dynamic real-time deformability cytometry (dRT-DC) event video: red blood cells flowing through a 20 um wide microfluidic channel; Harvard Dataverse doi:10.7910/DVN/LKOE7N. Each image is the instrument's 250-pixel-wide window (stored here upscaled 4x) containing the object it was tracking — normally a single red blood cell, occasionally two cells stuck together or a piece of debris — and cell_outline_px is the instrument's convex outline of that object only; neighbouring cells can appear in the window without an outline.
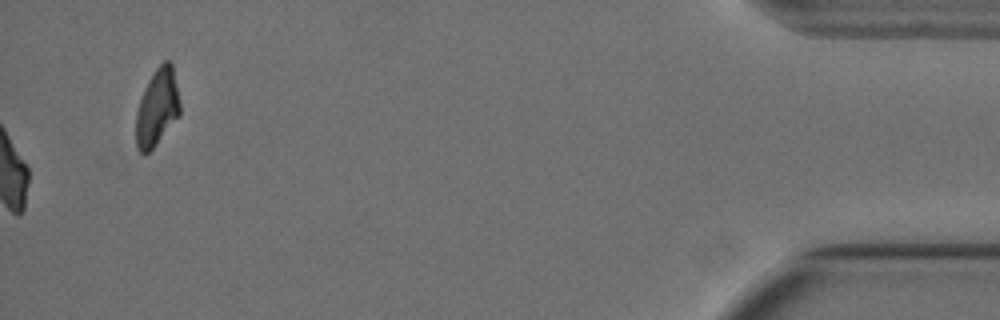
{"species": "Egyptian fruit bat (a non-hibernating species)", "species_latin": "Rousettus aegyptiacus", "temperature_condition": "cold", "stored_images_in_passage": 57, "camera_frame_rate_fps": 3000, "um_per_image_px": 0.085, "animal": {"sex": "female"}, "frame": {"image": 1, "passage_image": 57, "time_ms": 18.667, "image_size_px": [1000, 320], "cell_outline_px": [[180, 116], [156, 144], [144, 156], [136, 148], [136, 112], [144, 88], [148, 80], [156, 68], [164, 60], [168, 60], [172, 64], [180, 100]], "centroid_in_image_um": [13.36, 9.15], "position_along_channel_um": 421.8, "area_um2": 19.88}, "authors_computed_cell_mechanics": {"area_um2": 21.5594, "velocity_mm_per_s": 3.5803, "shape_relaxation_time_tau1_ms": null, "shape_relaxation_time_tau2_ms": 2.9908, "deformation_change_tau1": null, "deformation_change_tau2": 0.0822}}